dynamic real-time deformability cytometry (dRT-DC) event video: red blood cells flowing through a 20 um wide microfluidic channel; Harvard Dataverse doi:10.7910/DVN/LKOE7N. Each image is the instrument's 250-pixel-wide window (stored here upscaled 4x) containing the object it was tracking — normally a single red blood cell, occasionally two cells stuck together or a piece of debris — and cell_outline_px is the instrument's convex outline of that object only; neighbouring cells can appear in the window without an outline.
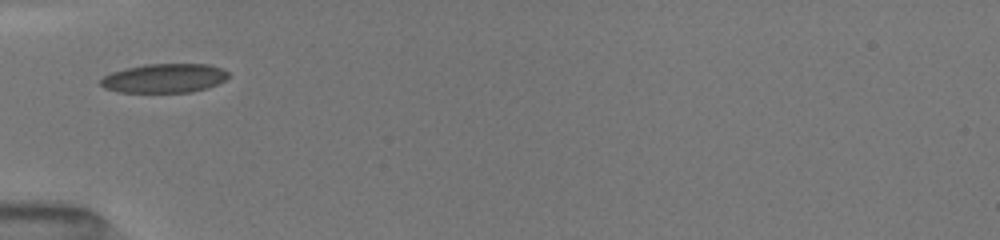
{"species": "common noctule bat (a hibernating species)", "species_latin": "Nyctalus noctula", "temperature_condition": "room temperature", "stored_images_in_passage": 5, "camera_frame_rate_fps": 3000, "um_per_image_px": 0.085, "animal": {"sex": "female", "body_mass_g": 19.5, "forearm_length_mm": 54.1}, "frame": {"image": 1, "passage_image": 1, "time_ms": 0.0, "image_size_px": [1000, 240], "cell_outline_px": [[228, 76], [224, 80], [208, 88], [192, 92], [116, 92], [104, 88], [100, 84], [100, 80], [104, 76], [112, 72], [124, 68], [144, 64], [208, 64], [220, 68], [228, 72]], "centroid_in_image_um": [13.93, 6.65], "position_along_channel_um": 71.1, "area_um2": 21.68}}